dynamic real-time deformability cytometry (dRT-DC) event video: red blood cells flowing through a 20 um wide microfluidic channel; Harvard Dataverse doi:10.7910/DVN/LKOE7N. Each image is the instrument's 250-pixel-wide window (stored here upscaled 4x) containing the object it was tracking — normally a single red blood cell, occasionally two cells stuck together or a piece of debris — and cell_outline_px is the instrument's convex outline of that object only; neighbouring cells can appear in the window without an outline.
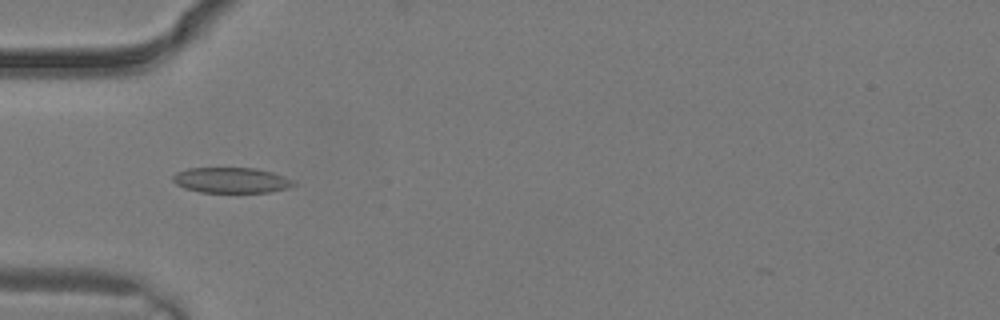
{"species": "common noctule bat (a hibernating species)", "species_latin": "Nyctalus noctula", "temperature_condition": "warm", "stored_images_in_passage": 2, "camera_frame_rate_fps": 3000, "um_per_image_px": 0.085, "animal": {"sex": "male", "body_mass_g": 19.2, "forearm_length_mm": 51.8}, "frame": {"image": 1, "passage_image": 2, "time_ms": 0.333, "image_size_px": [1000, 320], "cell_outline_px": [[296, 184], [288, 188], [268, 192], [200, 192], [184, 188], [176, 184], [172, 180], [172, 176], [176, 172], [188, 168], [256, 168], [272, 172], [284, 176], [292, 180]], "centroid_in_image_um": [19.63, 15.31], "position_along_channel_um": 65.4, "area_um2": 17.92}}